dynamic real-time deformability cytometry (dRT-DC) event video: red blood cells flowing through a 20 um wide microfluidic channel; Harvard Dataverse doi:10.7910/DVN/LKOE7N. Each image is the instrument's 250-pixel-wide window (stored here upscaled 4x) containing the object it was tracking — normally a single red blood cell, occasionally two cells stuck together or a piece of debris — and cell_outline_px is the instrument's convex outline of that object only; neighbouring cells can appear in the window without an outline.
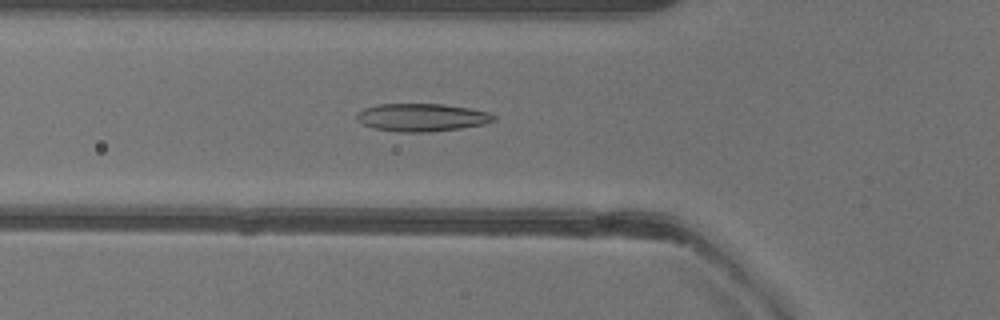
{"species": "common noctule bat (a hibernating species)", "species_latin": "Nyctalus noctula", "temperature_condition": "warm", "stored_images_in_passage": 40, "camera_frame_rate_fps": 3000, "um_per_image_px": 0.085, "animal": {"sex": "female"}, "frame": {"image": 1, "passage_image": 7, "time_ms": 2.0, "image_size_px": [1000, 320], "cell_outline_px": [[496, 120], [484, 124], [460, 128], [428, 132], [400, 132], [372, 128], [356, 120], [356, 112], [364, 108], [380, 104], [444, 104], [468, 108], [488, 112], [496, 116]], "centroid_in_image_um": [35.83, 9.98], "position_along_channel_um": 90.0, "area_um2": 22.25}}
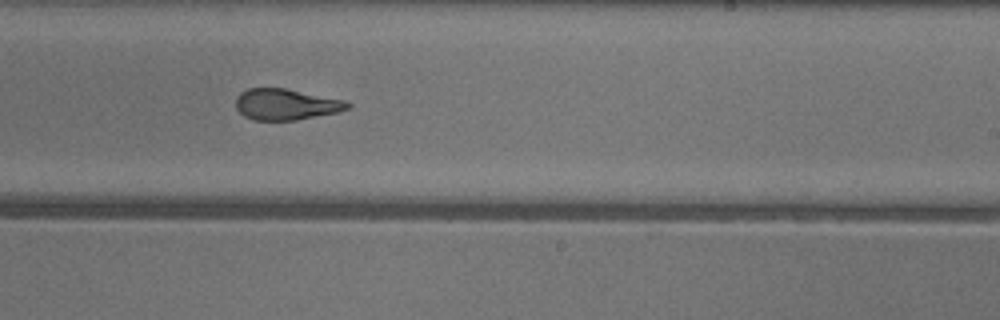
{"frame": {"image": 2, "passage_image": 20, "time_ms": 6.333, "image_size_px": [1000, 320], "cell_outline_px": [[352, 108], [336, 112], [296, 120], [252, 120], [244, 116], [236, 108], [236, 96], [240, 92], [248, 88], [284, 88], [344, 100], [352, 104]], "centroid_in_image_um": [24.29, 8.87], "position_along_channel_um": 264.7, "area_um2": 20.23}}
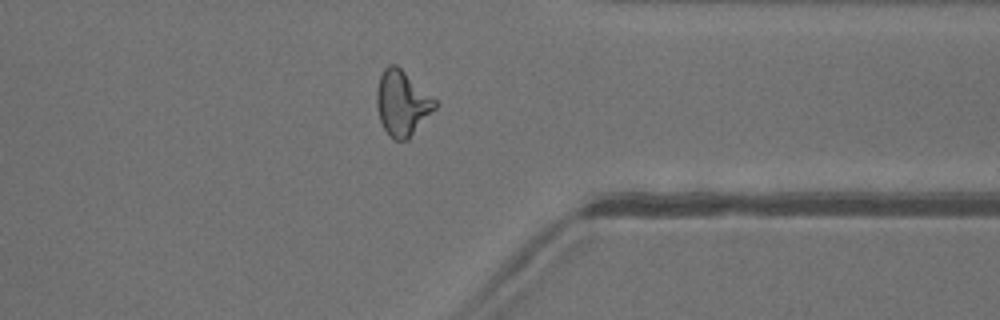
{"frame": {"image": 3, "passage_image": 29, "time_ms": 9.333, "image_size_px": [1000, 320], "cell_outline_px": [[440, 104], [408, 140], [396, 140], [384, 128], [380, 120], [376, 104], [376, 88], [380, 76], [384, 68], [388, 64], [396, 64], [436, 100]], "centroid_in_image_um": [34.19, 8.76], "position_along_channel_um": 377.2, "area_um2": 22.08}, "authors_computed_cell_mechanics": {"area_um2": 21.7039, "velocity_mm_per_s": 4.0199, "shape_relaxation_time_tau1_ms": null, "shape_relaxation_time_tau2_ms": 1.4074, "deformation_change_tau1": null, "deformation_change_tau2": 0.0888}}